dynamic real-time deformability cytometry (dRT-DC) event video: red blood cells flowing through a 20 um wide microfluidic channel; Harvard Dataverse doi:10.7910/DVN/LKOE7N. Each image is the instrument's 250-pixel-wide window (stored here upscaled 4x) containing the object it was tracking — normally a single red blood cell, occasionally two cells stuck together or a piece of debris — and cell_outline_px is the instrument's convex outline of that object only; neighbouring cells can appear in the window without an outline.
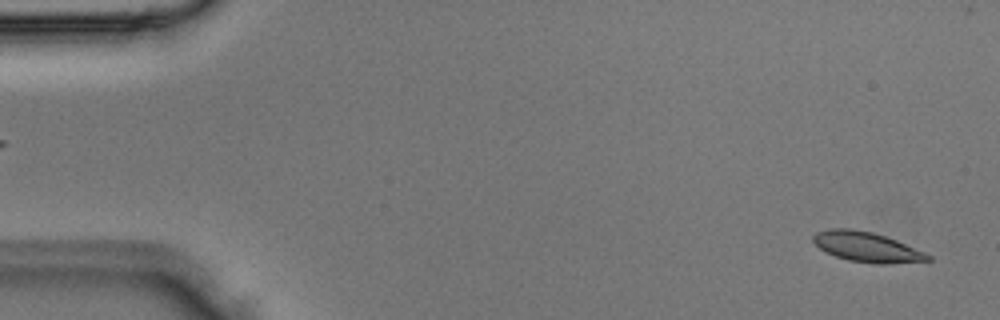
{"species": "Egyptian fruit bat (a non-hibernating species)", "species_latin": "Rousettus aegyptiacus", "temperature_condition": "room temperature", "stored_images_in_passage": 3, "segment_of_instrument_passage": [2, 2], "camera_frame_rate_fps": 3000, "um_per_image_px": 0.085, "animal": {"sex": "male"}, "frame": {"image": 1, "passage_image": 3, "time_ms": 0.667, "image_size_px": [1000, 320], "cell_outline_px": [[932, 260], [888, 264], [876, 264], [848, 260], [824, 252], [812, 240], [812, 236], [816, 232], [832, 228], [852, 228], [872, 232], [896, 240], [924, 252], [932, 256]], "centroid_in_image_um": [73.66, 20.99], "position_along_channel_um": 11.3, "area_um2": 20.0}}